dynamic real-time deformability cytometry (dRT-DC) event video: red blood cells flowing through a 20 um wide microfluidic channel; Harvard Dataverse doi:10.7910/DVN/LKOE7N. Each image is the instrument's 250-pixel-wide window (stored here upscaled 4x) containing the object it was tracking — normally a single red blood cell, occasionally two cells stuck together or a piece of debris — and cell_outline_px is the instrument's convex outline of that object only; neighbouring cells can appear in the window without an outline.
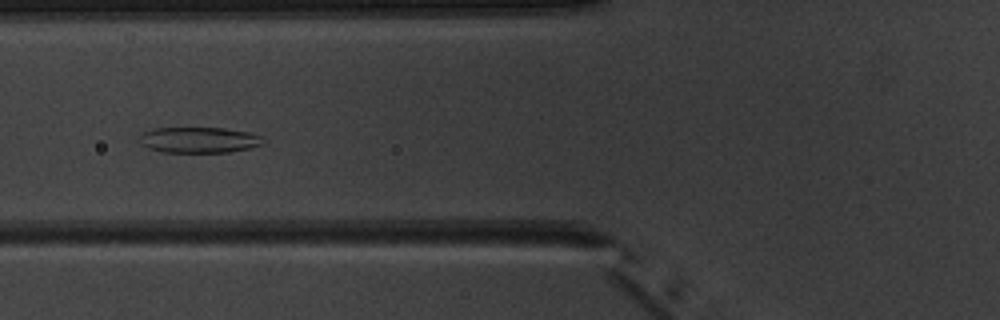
{"species": "common noctule bat (a hibernating species)", "species_latin": "Nyctalus noctula", "temperature_condition": "warm", "stored_images_in_passage": 10, "camera_frame_rate_fps": 3000, "um_per_image_px": 0.085, "animal": {"sex": "male", "body_mass_g": 20.1, "forearm_length_mm": 53.5}, "frame": {"image": 1, "passage_image": 6, "time_ms": 6.667, "image_size_px": [1000, 320], "cell_outline_px": [[264, 144], [248, 148], [228, 152], [164, 152], [148, 148], [140, 144], [140, 136], [144, 132], [156, 128], [224, 128], [248, 132], [264, 136]], "centroid_in_image_um": [16.94, 11.89], "position_along_channel_um": 108.9, "area_um2": 18.55}}
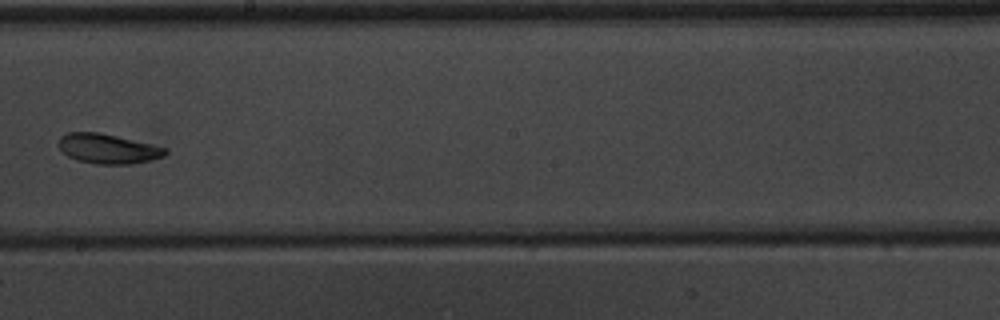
{"frame": {"image": 2, "passage_image": 9, "time_ms": 10.0, "image_size_px": [1000, 320], "cell_outline_px": [[168, 152], [164, 156], [152, 160], [132, 164], [96, 164], [76, 160], [68, 156], [60, 148], [60, 136], [68, 132], [100, 132], [168, 148]], "centroid_in_image_um": [9.2, 12.64], "position_along_channel_um": 239.0, "area_um2": 18.5}}
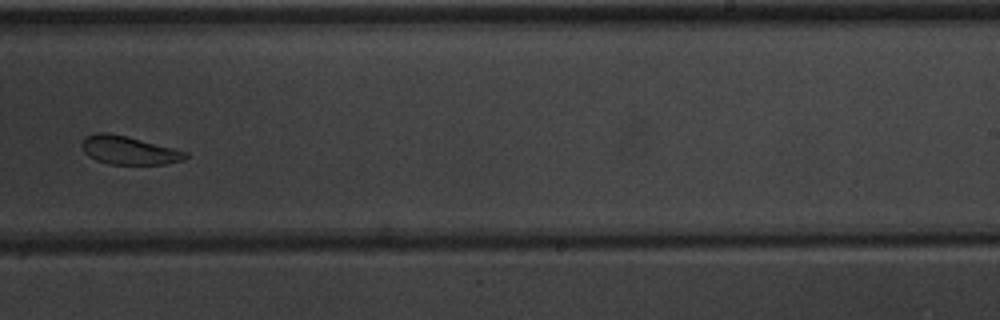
{"frame": {"image": 3, "passage_image": 10, "time_ms": 11.0, "image_size_px": [1000, 320], "cell_outline_px": [[188, 156], [184, 160], [164, 164], [108, 164], [96, 160], [88, 156], [84, 152], [84, 136], [96, 132], [108, 132], [128, 136], [188, 152]], "centroid_in_image_um": [10.96, 12.77], "position_along_channel_um": 278.0, "area_um2": 17.11}}